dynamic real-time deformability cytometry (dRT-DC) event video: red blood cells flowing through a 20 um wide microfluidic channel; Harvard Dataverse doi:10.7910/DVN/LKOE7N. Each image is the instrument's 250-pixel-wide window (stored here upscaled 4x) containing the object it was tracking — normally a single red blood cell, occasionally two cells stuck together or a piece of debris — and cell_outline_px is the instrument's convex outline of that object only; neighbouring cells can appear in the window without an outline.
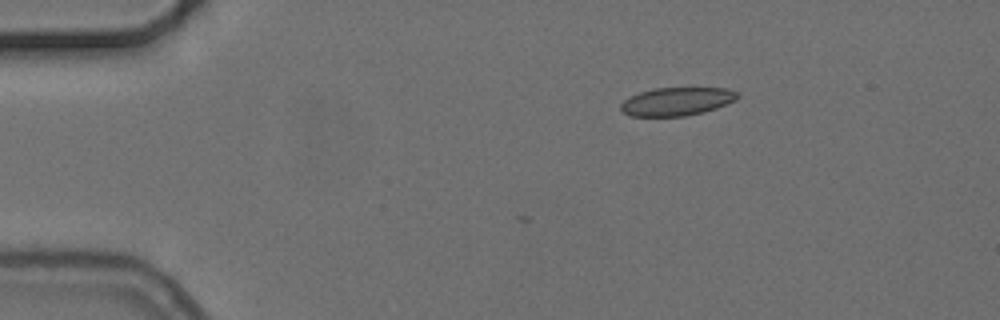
{"species": "common noctule bat (a hibernating species)", "species_latin": "Nyctalus noctula", "temperature_condition": "cold", "stored_images_in_passage": 3, "camera_frame_rate_fps": 3000, "um_per_image_px": 0.085, "animal": {"sex": "female", "body_mass_g": 24.6, "forearm_length_mm": 56.2}, "frame": {"image": 1, "passage_image": 1, "time_ms": 0.0, "image_size_px": [1000, 320], "cell_outline_px": [[740, 96], [736, 100], [716, 108], [704, 112], [684, 116], [628, 116], [620, 108], [620, 104], [624, 100], [640, 92], [652, 88], [728, 88], [736, 92]], "centroid_in_image_um": [57.53, 8.62], "position_along_channel_um": 27.5, "area_um2": 19.19}}